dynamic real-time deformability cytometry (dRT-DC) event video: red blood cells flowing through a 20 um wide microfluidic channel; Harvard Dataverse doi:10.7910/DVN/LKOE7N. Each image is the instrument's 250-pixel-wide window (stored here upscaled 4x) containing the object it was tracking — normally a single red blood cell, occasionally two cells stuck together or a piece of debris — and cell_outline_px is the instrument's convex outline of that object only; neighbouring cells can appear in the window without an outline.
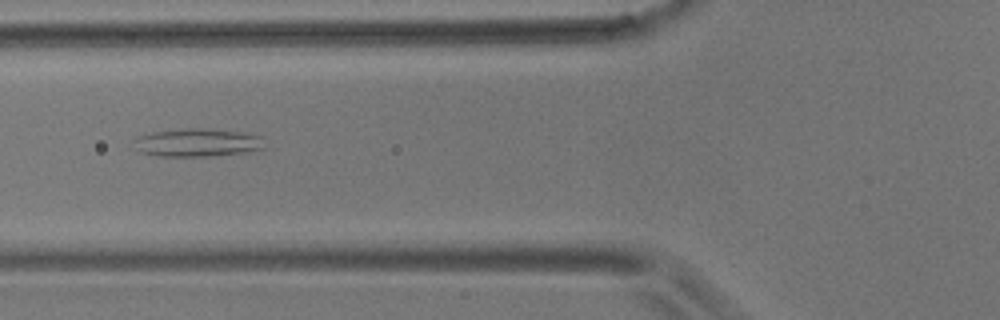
{"species": "common noctule bat (a hibernating species)", "species_latin": "Nyctalus noctula", "temperature_condition": "room temperature", "stored_images_in_passage": 7, "camera_frame_rate_fps": 3000, "um_per_image_px": 0.085, "animal": {"sex": "male", "body_mass_g": 17.9}, "frame": {"image": 1, "passage_image": 6, "time_ms": 5.667, "image_size_px": [1000, 320], "cell_outline_px": [[264, 148], [248, 152], [208, 156], [156, 156], [136, 152], [132, 140], [136, 136], [152, 132], [184, 128], [204, 128], [240, 132], [260, 136]], "centroid_in_image_um": [16.66, 12.12], "position_along_channel_um": 109.1, "area_um2": 21.62}}